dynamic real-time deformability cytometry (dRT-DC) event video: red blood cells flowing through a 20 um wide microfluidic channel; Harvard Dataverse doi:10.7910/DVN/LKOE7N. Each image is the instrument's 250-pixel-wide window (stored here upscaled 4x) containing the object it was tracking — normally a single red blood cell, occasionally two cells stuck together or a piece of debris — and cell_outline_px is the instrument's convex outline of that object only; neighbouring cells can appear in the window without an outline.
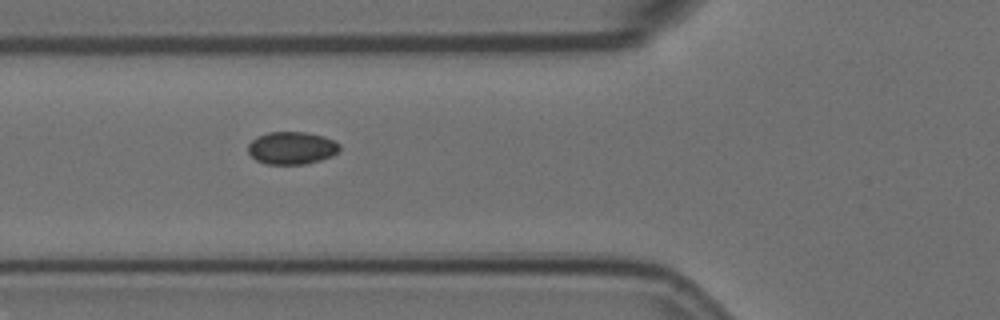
{"species": "Egyptian fruit bat (a non-hibernating species)", "species_latin": "Rousettus aegyptiacus", "temperature_condition": "room temperature", "stored_images_in_passage": 3, "camera_frame_rate_fps": 3000, "um_per_image_px": 0.085, "animal": {"sex": "female"}, "frame": {"image": 1, "passage_image": 2, "time_ms": 0.333, "image_size_px": [1000, 320], "cell_outline_px": [[340, 148], [332, 156], [320, 160], [304, 164], [268, 164], [256, 160], [248, 152], [248, 144], [256, 136], [268, 132], [304, 132], [324, 136], [340, 144]], "centroid_in_image_um": [24.78, 12.57], "position_along_channel_um": 101.0, "area_um2": 17.34}}
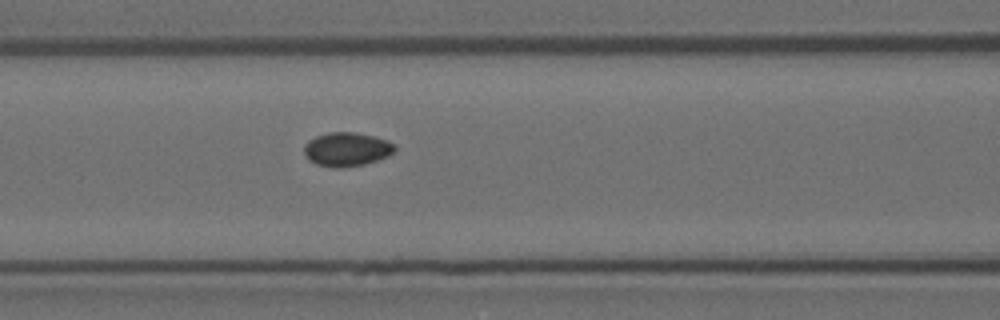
{"frame": {"image": 2, "passage_image": 3, "time_ms": 0.667, "image_size_px": [1000, 320], "cell_outline_px": [[396, 148], [388, 156], [364, 164], [344, 168], [332, 168], [316, 164], [308, 160], [304, 156], [304, 144], [308, 140], [316, 136], [328, 132], [356, 132], [388, 140]], "centroid_in_image_um": [29.42, 12.7], "position_along_channel_um": 137.2, "area_um2": 18.03}}